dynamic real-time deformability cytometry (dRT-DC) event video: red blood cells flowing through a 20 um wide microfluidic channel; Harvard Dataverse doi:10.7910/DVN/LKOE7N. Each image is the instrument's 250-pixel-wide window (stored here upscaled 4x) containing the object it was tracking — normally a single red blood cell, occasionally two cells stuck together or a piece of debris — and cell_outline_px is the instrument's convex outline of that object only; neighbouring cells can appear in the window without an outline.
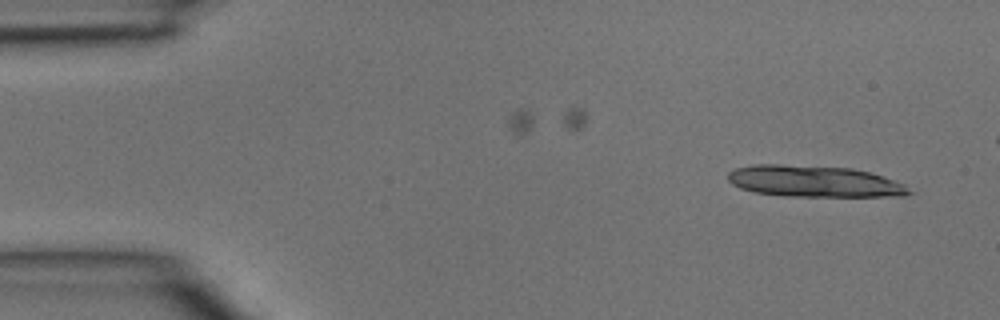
{"species": "common noctule bat (a hibernating species)", "species_latin": "Nyctalus noctula", "temperature_condition": "room temperature", "stored_images_in_passage": 3, "camera_frame_rate_fps": 3000, "um_per_image_px": 0.085, "animal": {"sex": "male", "body_mass_g": 15.6}, "frame": {"image": 1, "passage_image": 3, "time_ms": 0.667, "image_size_px": [1000, 320], "cell_outline_px": [[916, 192], [904, 196], [788, 196], [752, 192], [740, 188], [732, 184], [728, 180], [728, 172], [736, 168], [752, 164], [780, 164], [852, 168], [872, 172], [884, 176], [904, 184]], "centroid_in_image_um": [69.23, 15.41], "position_along_channel_um": 15.8, "area_um2": 33.52}}